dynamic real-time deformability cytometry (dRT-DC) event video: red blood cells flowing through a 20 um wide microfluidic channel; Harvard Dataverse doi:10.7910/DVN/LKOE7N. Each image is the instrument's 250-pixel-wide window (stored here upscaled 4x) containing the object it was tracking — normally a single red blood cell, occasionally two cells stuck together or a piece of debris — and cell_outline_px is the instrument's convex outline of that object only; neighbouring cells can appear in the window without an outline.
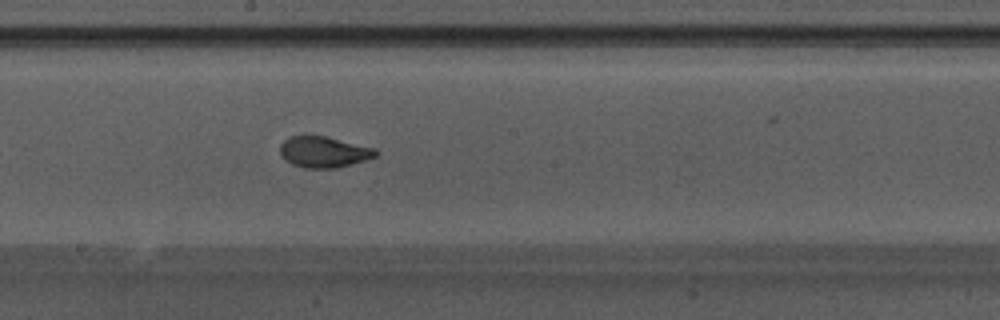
{"species": "Egyptian fruit bat (a non-hibernating species)", "species_latin": "Rousettus aegyptiacus", "temperature_condition": "warm", "stored_images_in_passage": 38, "camera_frame_rate_fps": 3000, "um_per_image_px": 0.085, "animal": {"sex": "male"}, "frame": {"image": 1, "passage_image": 17, "time_ms": 5.333, "image_size_px": [1000, 320], "cell_outline_px": [[380, 152], [376, 156], [364, 160], [336, 168], [304, 168], [292, 164], [284, 160], [280, 152], [280, 144], [284, 140], [292, 136], [324, 136], [376, 148]], "centroid_in_image_um": [27.52, 12.92], "position_along_channel_um": 220.7, "area_um2": 17.22}, "authors_computed_cell_mechanics": {"area_um2": 17.918, "velocity_mm_per_s": 3.7773, "shape_relaxation_time_tau1_ms": 3.9903, "shape_relaxation_time_tau2_ms": 0.9925, "deformation_change_tau1": 0.1829, "deformation_change_tau2": 0.0674}}